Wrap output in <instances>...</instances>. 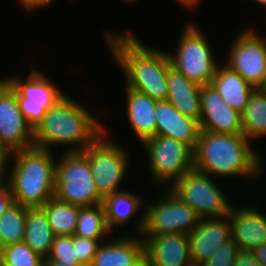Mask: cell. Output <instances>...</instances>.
<instances>
[{"instance_id":"cell-42","label":"cell","mask_w":266,"mask_h":266,"mask_svg":"<svg viewBox=\"0 0 266 266\" xmlns=\"http://www.w3.org/2000/svg\"><path fill=\"white\" fill-rule=\"evenodd\" d=\"M122 1H125V3H129V5L132 3H136V2H138V0H122Z\"/></svg>"},{"instance_id":"cell-7","label":"cell","mask_w":266,"mask_h":266,"mask_svg":"<svg viewBox=\"0 0 266 266\" xmlns=\"http://www.w3.org/2000/svg\"><path fill=\"white\" fill-rule=\"evenodd\" d=\"M106 130L82 151L88 158L96 190L102 199L125 190L120 183L130 168L129 151L120 143L109 140L110 134Z\"/></svg>"},{"instance_id":"cell-11","label":"cell","mask_w":266,"mask_h":266,"mask_svg":"<svg viewBox=\"0 0 266 266\" xmlns=\"http://www.w3.org/2000/svg\"><path fill=\"white\" fill-rule=\"evenodd\" d=\"M14 75L4 79L16 91L20 111L34 130L46 111L66 95L41 71L32 70L26 79Z\"/></svg>"},{"instance_id":"cell-31","label":"cell","mask_w":266,"mask_h":266,"mask_svg":"<svg viewBox=\"0 0 266 266\" xmlns=\"http://www.w3.org/2000/svg\"><path fill=\"white\" fill-rule=\"evenodd\" d=\"M106 239H87L75 236V256L82 266H91L98 247Z\"/></svg>"},{"instance_id":"cell-1","label":"cell","mask_w":266,"mask_h":266,"mask_svg":"<svg viewBox=\"0 0 266 266\" xmlns=\"http://www.w3.org/2000/svg\"><path fill=\"white\" fill-rule=\"evenodd\" d=\"M104 40L112 59L118 65L125 85L154 100L166 101L168 96L167 72L171 66L168 51L148 47L130 33L104 31ZM118 34V35H117Z\"/></svg>"},{"instance_id":"cell-24","label":"cell","mask_w":266,"mask_h":266,"mask_svg":"<svg viewBox=\"0 0 266 266\" xmlns=\"http://www.w3.org/2000/svg\"><path fill=\"white\" fill-rule=\"evenodd\" d=\"M54 235L41 208H28L24 242L43 259L51 252Z\"/></svg>"},{"instance_id":"cell-22","label":"cell","mask_w":266,"mask_h":266,"mask_svg":"<svg viewBox=\"0 0 266 266\" xmlns=\"http://www.w3.org/2000/svg\"><path fill=\"white\" fill-rule=\"evenodd\" d=\"M211 85L233 109L242 113L248 103L249 96L255 89L240 74L226 64L219 65Z\"/></svg>"},{"instance_id":"cell-35","label":"cell","mask_w":266,"mask_h":266,"mask_svg":"<svg viewBox=\"0 0 266 266\" xmlns=\"http://www.w3.org/2000/svg\"><path fill=\"white\" fill-rule=\"evenodd\" d=\"M10 156L11 152L0 143V183L8 180L9 168L7 167L10 161Z\"/></svg>"},{"instance_id":"cell-3","label":"cell","mask_w":266,"mask_h":266,"mask_svg":"<svg viewBox=\"0 0 266 266\" xmlns=\"http://www.w3.org/2000/svg\"><path fill=\"white\" fill-rule=\"evenodd\" d=\"M85 107L66 93L34 129V146L52 151L54 145L63 144L70 146L66 151H83L105 130L94 112Z\"/></svg>"},{"instance_id":"cell-10","label":"cell","mask_w":266,"mask_h":266,"mask_svg":"<svg viewBox=\"0 0 266 266\" xmlns=\"http://www.w3.org/2000/svg\"><path fill=\"white\" fill-rule=\"evenodd\" d=\"M146 151L148 170L154 184L173 183L193 169V150L170 137L155 135L141 143Z\"/></svg>"},{"instance_id":"cell-23","label":"cell","mask_w":266,"mask_h":266,"mask_svg":"<svg viewBox=\"0 0 266 266\" xmlns=\"http://www.w3.org/2000/svg\"><path fill=\"white\" fill-rule=\"evenodd\" d=\"M126 189L111 194L102 201L106 224L111 232H113V229L115 231L117 227L119 229V226H125L130 223L132 221L131 218L137 214L139 207L143 208L145 206L144 200L139 195Z\"/></svg>"},{"instance_id":"cell-14","label":"cell","mask_w":266,"mask_h":266,"mask_svg":"<svg viewBox=\"0 0 266 266\" xmlns=\"http://www.w3.org/2000/svg\"><path fill=\"white\" fill-rule=\"evenodd\" d=\"M201 131L225 134H243L242 116L231 108L210 84L201 87Z\"/></svg>"},{"instance_id":"cell-9","label":"cell","mask_w":266,"mask_h":266,"mask_svg":"<svg viewBox=\"0 0 266 266\" xmlns=\"http://www.w3.org/2000/svg\"><path fill=\"white\" fill-rule=\"evenodd\" d=\"M169 186L168 189L195 210L200 218L228 216L233 205L214 177L195 169Z\"/></svg>"},{"instance_id":"cell-20","label":"cell","mask_w":266,"mask_h":266,"mask_svg":"<svg viewBox=\"0 0 266 266\" xmlns=\"http://www.w3.org/2000/svg\"><path fill=\"white\" fill-rule=\"evenodd\" d=\"M125 87L127 98L125 110L129 126L135 138H138L142 143L146 139L155 136L157 100L127 86Z\"/></svg>"},{"instance_id":"cell-29","label":"cell","mask_w":266,"mask_h":266,"mask_svg":"<svg viewBox=\"0 0 266 266\" xmlns=\"http://www.w3.org/2000/svg\"><path fill=\"white\" fill-rule=\"evenodd\" d=\"M2 266H44V259L24 241L0 249Z\"/></svg>"},{"instance_id":"cell-34","label":"cell","mask_w":266,"mask_h":266,"mask_svg":"<svg viewBox=\"0 0 266 266\" xmlns=\"http://www.w3.org/2000/svg\"><path fill=\"white\" fill-rule=\"evenodd\" d=\"M234 266H262L253 251L238 250L236 255Z\"/></svg>"},{"instance_id":"cell-27","label":"cell","mask_w":266,"mask_h":266,"mask_svg":"<svg viewBox=\"0 0 266 266\" xmlns=\"http://www.w3.org/2000/svg\"><path fill=\"white\" fill-rule=\"evenodd\" d=\"M111 233L106 224L102 203L90 207H79V217L74 236L87 239L107 238L108 240Z\"/></svg>"},{"instance_id":"cell-19","label":"cell","mask_w":266,"mask_h":266,"mask_svg":"<svg viewBox=\"0 0 266 266\" xmlns=\"http://www.w3.org/2000/svg\"><path fill=\"white\" fill-rule=\"evenodd\" d=\"M124 235L102 242L91 266H145V242L142 237Z\"/></svg>"},{"instance_id":"cell-28","label":"cell","mask_w":266,"mask_h":266,"mask_svg":"<svg viewBox=\"0 0 266 266\" xmlns=\"http://www.w3.org/2000/svg\"><path fill=\"white\" fill-rule=\"evenodd\" d=\"M28 207L13 203L0 216V249L24 241Z\"/></svg>"},{"instance_id":"cell-4","label":"cell","mask_w":266,"mask_h":266,"mask_svg":"<svg viewBox=\"0 0 266 266\" xmlns=\"http://www.w3.org/2000/svg\"><path fill=\"white\" fill-rule=\"evenodd\" d=\"M53 152L33 146L11 153L8 180L15 203L41 208L54 197L57 161Z\"/></svg>"},{"instance_id":"cell-13","label":"cell","mask_w":266,"mask_h":266,"mask_svg":"<svg viewBox=\"0 0 266 266\" xmlns=\"http://www.w3.org/2000/svg\"><path fill=\"white\" fill-rule=\"evenodd\" d=\"M0 143L11 153L34 146V130L20 111L16 91L0 78Z\"/></svg>"},{"instance_id":"cell-40","label":"cell","mask_w":266,"mask_h":266,"mask_svg":"<svg viewBox=\"0 0 266 266\" xmlns=\"http://www.w3.org/2000/svg\"><path fill=\"white\" fill-rule=\"evenodd\" d=\"M255 2L259 4L258 6L265 7V11H266V0H255Z\"/></svg>"},{"instance_id":"cell-6","label":"cell","mask_w":266,"mask_h":266,"mask_svg":"<svg viewBox=\"0 0 266 266\" xmlns=\"http://www.w3.org/2000/svg\"><path fill=\"white\" fill-rule=\"evenodd\" d=\"M183 27L176 51L173 54L168 51L171 66L190 81L210 85L219 67L210 40L194 22H185Z\"/></svg>"},{"instance_id":"cell-16","label":"cell","mask_w":266,"mask_h":266,"mask_svg":"<svg viewBox=\"0 0 266 266\" xmlns=\"http://www.w3.org/2000/svg\"><path fill=\"white\" fill-rule=\"evenodd\" d=\"M145 266H193L188 234L143 237Z\"/></svg>"},{"instance_id":"cell-25","label":"cell","mask_w":266,"mask_h":266,"mask_svg":"<svg viewBox=\"0 0 266 266\" xmlns=\"http://www.w3.org/2000/svg\"><path fill=\"white\" fill-rule=\"evenodd\" d=\"M242 116L243 135L251 140L266 136V92L255 88L249 96Z\"/></svg>"},{"instance_id":"cell-8","label":"cell","mask_w":266,"mask_h":266,"mask_svg":"<svg viewBox=\"0 0 266 266\" xmlns=\"http://www.w3.org/2000/svg\"><path fill=\"white\" fill-rule=\"evenodd\" d=\"M56 163L54 197L79 207L101 204L87 156L82 151H63Z\"/></svg>"},{"instance_id":"cell-15","label":"cell","mask_w":266,"mask_h":266,"mask_svg":"<svg viewBox=\"0 0 266 266\" xmlns=\"http://www.w3.org/2000/svg\"><path fill=\"white\" fill-rule=\"evenodd\" d=\"M255 205L245 204L240 207L232 205L228 214L231 238L238 249L254 251L266 244V213Z\"/></svg>"},{"instance_id":"cell-41","label":"cell","mask_w":266,"mask_h":266,"mask_svg":"<svg viewBox=\"0 0 266 266\" xmlns=\"http://www.w3.org/2000/svg\"><path fill=\"white\" fill-rule=\"evenodd\" d=\"M260 89L264 92H266V78L264 80V83L262 84V86L260 87Z\"/></svg>"},{"instance_id":"cell-17","label":"cell","mask_w":266,"mask_h":266,"mask_svg":"<svg viewBox=\"0 0 266 266\" xmlns=\"http://www.w3.org/2000/svg\"><path fill=\"white\" fill-rule=\"evenodd\" d=\"M193 266L208 261L213 253L231 239V224L228 216L200 218L198 225L189 234Z\"/></svg>"},{"instance_id":"cell-21","label":"cell","mask_w":266,"mask_h":266,"mask_svg":"<svg viewBox=\"0 0 266 266\" xmlns=\"http://www.w3.org/2000/svg\"><path fill=\"white\" fill-rule=\"evenodd\" d=\"M168 96L170 102L183 115L197 121L201 116V85L190 81L183 73L170 66L167 72Z\"/></svg>"},{"instance_id":"cell-38","label":"cell","mask_w":266,"mask_h":266,"mask_svg":"<svg viewBox=\"0 0 266 266\" xmlns=\"http://www.w3.org/2000/svg\"><path fill=\"white\" fill-rule=\"evenodd\" d=\"M177 2L178 4L180 3L181 6H184V8L191 9L192 11L200 4V2H202V0H177Z\"/></svg>"},{"instance_id":"cell-30","label":"cell","mask_w":266,"mask_h":266,"mask_svg":"<svg viewBox=\"0 0 266 266\" xmlns=\"http://www.w3.org/2000/svg\"><path fill=\"white\" fill-rule=\"evenodd\" d=\"M44 260L79 263L75 256V236H54L51 252Z\"/></svg>"},{"instance_id":"cell-33","label":"cell","mask_w":266,"mask_h":266,"mask_svg":"<svg viewBox=\"0 0 266 266\" xmlns=\"http://www.w3.org/2000/svg\"><path fill=\"white\" fill-rule=\"evenodd\" d=\"M14 203L9 180L0 183V216Z\"/></svg>"},{"instance_id":"cell-18","label":"cell","mask_w":266,"mask_h":266,"mask_svg":"<svg viewBox=\"0 0 266 266\" xmlns=\"http://www.w3.org/2000/svg\"><path fill=\"white\" fill-rule=\"evenodd\" d=\"M155 135L173 138L196 148L201 128L199 121L183 115L168 101H157Z\"/></svg>"},{"instance_id":"cell-36","label":"cell","mask_w":266,"mask_h":266,"mask_svg":"<svg viewBox=\"0 0 266 266\" xmlns=\"http://www.w3.org/2000/svg\"><path fill=\"white\" fill-rule=\"evenodd\" d=\"M55 0H18V4L23 7L26 12H35L39 8L43 9L45 6H50ZM37 9V10H36Z\"/></svg>"},{"instance_id":"cell-32","label":"cell","mask_w":266,"mask_h":266,"mask_svg":"<svg viewBox=\"0 0 266 266\" xmlns=\"http://www.w3.org/2000/svg\"><path fill=\"white\" fill-rule=\"evenodd\" d=\"M238 250L237 244L231 238L226 243H223L208 261H205L200 266H234Z\"/></svg>"},{"instance_id":"cell-12","label":"cell","mask_w":266,"mask_h":266,"mask_svg":"<svg viewBox=\"0 0 266 266\" xmlns=\"http://www.w3.org/2000/svg\"><path fill=\"white\" fill-rule=\"evenodd\" d=\"M244 29L235 34L224 64L240 74L251 86L260 88L266 78V35L252 28Z\"/></svg>"},{"instance_id":"cell-5","label":"cell","mask_w":266,"mask_h":266,"mask_svg":"<svg viewBox=\"0 0 266 266\" xmlns=\"http://www.w3.org/2000/svg\"><path fill=\"white\" fill-rule=\"evenodd\" d=\"M159 198L146 207L137 217L134 230L140 237H156L164 234H189L198 225L200 217L187 203L179 199L168 187ZM162 195V196H161Z\"/></svg>"},{"instance_id":"cell-2","label":"cell","mask_w":266,"mask_h":266,"mask_svg":"<svg viewBox=\"0 0 266 266\" xmlns=\"http://www.w3.org/2000/svg\"><path fill=\"white\" fill-rule=\"evenodd\" d=\"M251 142L243 134L201 131L193 152V169L215 178L258 180L265 164Z\"/></svg>"},{"instance_id":"cell-37","label":"cell","mask_w":266,"mask_h":266,"mask_svg":"<svg viewBox=\"0 0 266 266\" xmlns=\"http://www.w3.org/2000/svg\"><path fill=\"white\" fill-rule=\"evenodd\" d=\"M255 257L257 258L258 262L262 266H266V244L258 247L253 251Z\"/></svg>"},{"instance_id":"cell-39","label":"cell","mask_w":266,"mask_h":266,"mask_svg":"<svg viewBox=\"0 0 266 266\" xmlns=\"http://www.w3.org/2000/svg\"><path fill=\"white\" fill-rule=\"evenodd\" d=\"M44 266H82L79 263H63L55 260H44Z\"/></svg>"},{"instance_id":"cell-26","label":"cell","mask_w":266,"mask_h":266,"mask_svg":"<svg viewBox=\"0 0 266 266\" xmlns=\"http://www.w3.org/2000/svg\"><path fill=\"white\" fill-rule=\"evenodd\" d=\"M41 209L44 211L54 236H74L79 217V206L57 200H48Z\"/></svg>"}]
</instances>
